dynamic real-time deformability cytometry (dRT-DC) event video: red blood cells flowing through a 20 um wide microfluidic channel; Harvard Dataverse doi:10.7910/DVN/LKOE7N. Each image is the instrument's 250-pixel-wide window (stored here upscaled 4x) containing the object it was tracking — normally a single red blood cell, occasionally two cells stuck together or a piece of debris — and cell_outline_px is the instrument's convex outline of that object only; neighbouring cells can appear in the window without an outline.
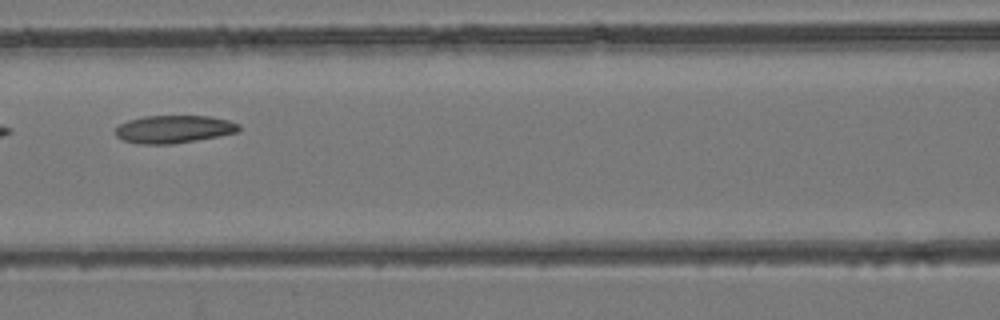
{"species": "common noctule bat (a hibernating species)", "species_latin": "Nyctalus noctula", "temperature_condition": "room temperature", "stored_images_in_passage": 6, "camera_frame_rate_fps": 3000, "um_per_image_px": 0.085, "animal": {"sex": "female", "body_mass_g": 24.6, "forearm_length_mm": 56.2}, "frame": {"image": 1, "passage_image": 5, "time_ms": 5.0, "image_size_px": [1000, 320], "cell_outline_px": [[240, 128], [236, 132], [220, 136], [172, 144], [140, 144], [124, 140], [116, 136], [116, 128], [120, 124], [128, 120], [144, 116], [208, 116], [228, 120], [240, 124]], "centroid_in_image_um": [14.78, 10.98], "position_along_channel_um": 151.8, "area_um2": 19.88}}
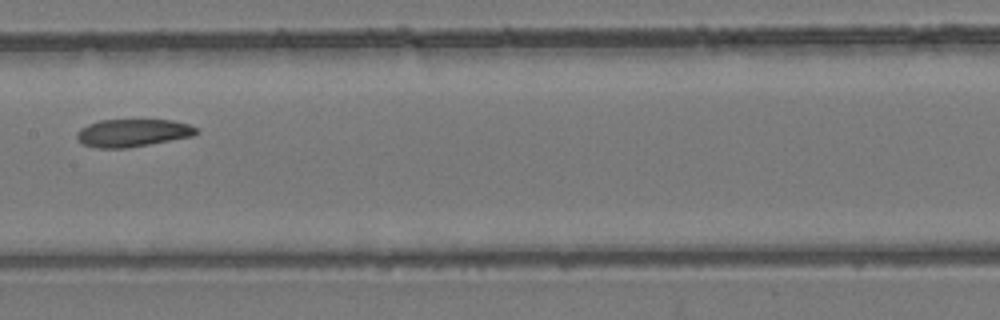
{"frame": {"image": 2, "passage_image": 6, "time_ms": 6.0, "image_size_px": [1000, 320], "cell_outline_px": [[196, 132], [192, 136], [128, 148], [96, 148], [84, 144], [76, 136], [76, 132], [80, 128], [88, 124], [100, 120], [172, 120], [188, 124], [196, 128]], "centroid_in_image_um": [11.24, 11.29], "position_along_channel_um": 196.2, "area_um2": 19.07}}